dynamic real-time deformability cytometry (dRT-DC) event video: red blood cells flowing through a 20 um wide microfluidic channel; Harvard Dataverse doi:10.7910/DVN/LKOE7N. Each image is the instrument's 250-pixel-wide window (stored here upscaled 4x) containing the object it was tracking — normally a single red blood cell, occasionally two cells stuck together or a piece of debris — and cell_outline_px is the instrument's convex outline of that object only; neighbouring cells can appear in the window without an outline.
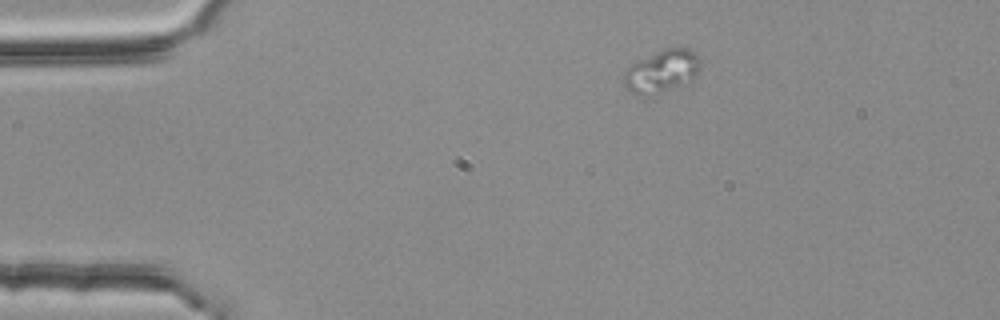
{"species": "common noctule bat (a hibernating species)", "species_latin": "Nyctalus noctula", "temperature_condition": "room temperature", "stored_images_in_passage": 2, "camera_frame_rate_fps": 3000, "um_per_image_px": 0.085, "animal": {"sex": "female", "body_mass_g": 25.1}, "frame": {"image": 1, "passage_image": 1, "time_ms": 0.0, "image_size_px": [1000, 320], "cell_outline_px": [[704, 64], [692, 80], [680, 84], [664, 88], [640, 92], [632, 92], [624, 84], [624, 72], [632, 64], [664, 48], [688, 48], [700, 56]], "centroid_in_image_um": [56.36, 5.94], "position_along_channel_um": 28.6, "area_um2": 17.86}}